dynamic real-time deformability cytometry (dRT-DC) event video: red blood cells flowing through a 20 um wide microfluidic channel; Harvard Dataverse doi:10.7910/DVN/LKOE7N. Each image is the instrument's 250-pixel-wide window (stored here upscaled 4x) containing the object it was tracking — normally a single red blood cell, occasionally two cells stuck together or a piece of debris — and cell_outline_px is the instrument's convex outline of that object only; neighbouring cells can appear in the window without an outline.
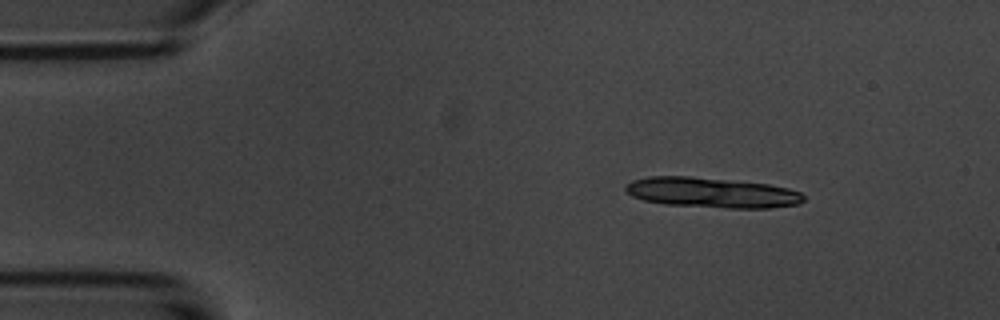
{"species": "common noctule bat (a hibernating species)", "species_latin": "Nyctalus noctula", "temperature_condition": "room temperature", "stored_images_in_passage": 7, "camera_frame_rate_fps": 3000, "um_per_image_px": 0.085, "animal": {"sex": "male", "body_mass_g": 20.1, "forearm_length_mm": 53.5}, "frame": {"image": 1, "passage_image": 1, "time_ms": 0.0, "image_size_px": [1000, 320], "cell_outline_px": [[804, 200], [800, 204], [768, 208], [732, 208], [664, 204], [644, 200], [632, 196], [624, 192], [624, 188], [632, 180], [648, 176], [688, 176], [768, 184], [788, 188], [800, 192], [804, 196]], "centroid_in_image_um": [60.48, 16.37], "position_along_channel_um": 24.5, "area_um2": 31.27}}
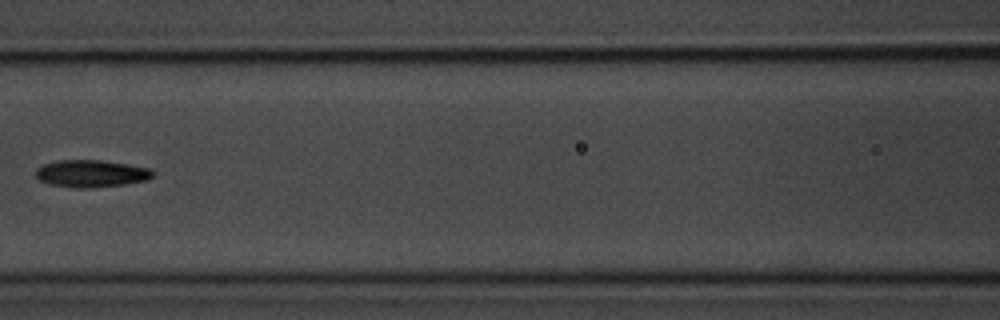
{"frame": {"image": 2, "passage_image": 6, "time_ms": 5.667, "image_size_px": [1000, 320], "cell_outline_px": [[156, 176], [148, 180], [124, 184], [92, 188], [72, 188], [48, 184], [40, 180], [36, 176], [36, 168], [44, 164], [56, 160], [100, 160], [128, 164], [152, 168], [156, 172]], "centroid_in_image_um": [7.8, 14.75], "position_along_channel_um": 158.8, "area_um2": 18.96}}
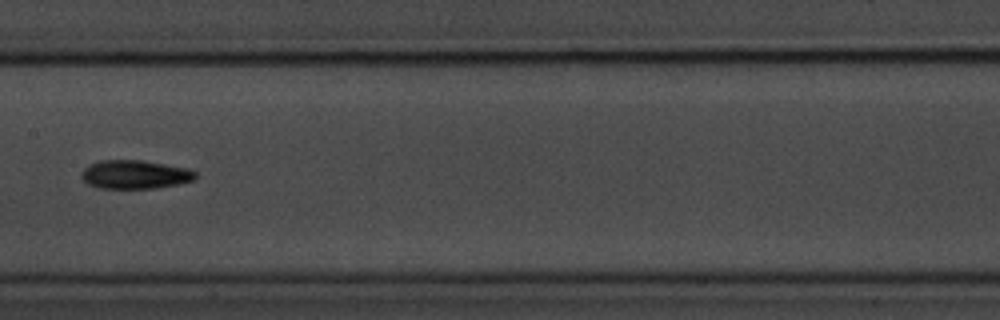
{"frame": {"image": 3, "passage_image": 7, "time_ms": 6.667, "image_size_px": [1000, 320], "cell_outline_px": [[196, 180], [180, 184], [156, 188], [100, 188], [88, 184], [80, 176], [80, 172], [88, 164], [100, 160], [144, 160], [188, 168], [196, 172]], "centroid_in_image_um": [11.48, 14.82], "position_along_channel_um": 195.9, "area_um2": 19.31}}